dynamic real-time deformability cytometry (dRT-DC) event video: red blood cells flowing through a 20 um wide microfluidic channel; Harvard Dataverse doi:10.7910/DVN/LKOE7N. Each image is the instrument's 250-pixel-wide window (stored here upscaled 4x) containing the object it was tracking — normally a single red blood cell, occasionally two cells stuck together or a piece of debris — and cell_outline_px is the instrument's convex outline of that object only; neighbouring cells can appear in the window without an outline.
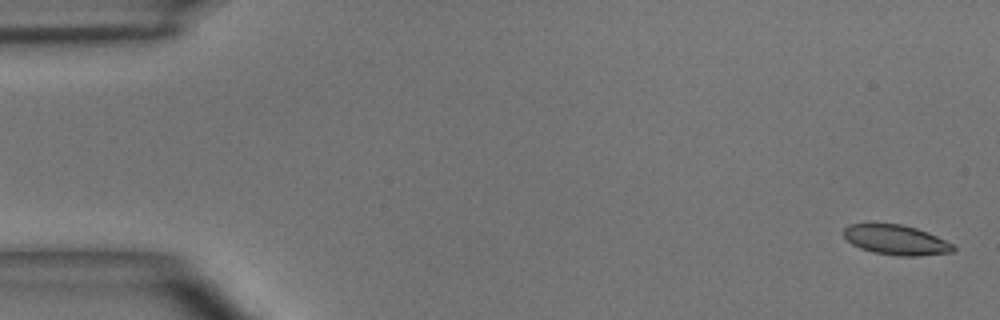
{"species": "common noctule bat (a hibernating species)", "species_latin": "Nyctalus noctula", "temperature_condition": "room temperature", "stored_images_in_passage": 50, "camera_frame_rate_fps": 3000, "um_per_image_px": 0.085, "animal": {"sex": "male", "body_mass_g": 15.6}, "frame": {"image": 1, "passage_image": 1, "time_ms": 0.0, "image_size_px": [1000, 320], "cell_outline_px": [[956, 248], [952, 252], [916, 256], [900, 256], [872, 252], [860, 248], [852, 244], [844, 236], [844, 228], [848, 224], [900, 224], [916, 228], [928, 232], [952, 244]], "centroid_in_image_um": [76.15, 20.39], "position_along_channel_um": 8.8, "area_um2": 18.9}}
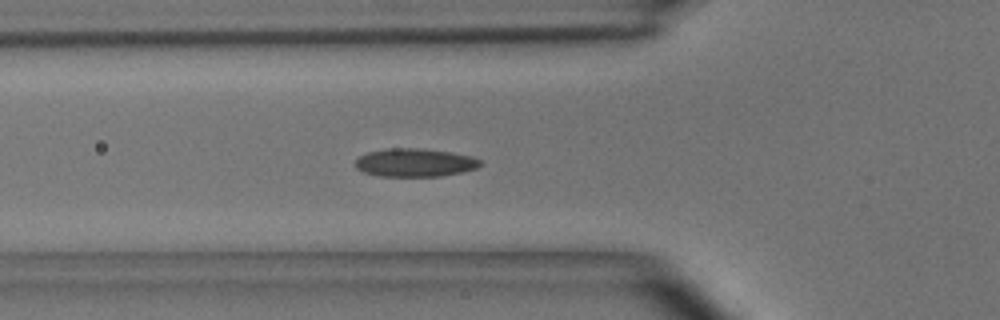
{"frame": {"image": 2, "passage_image": 17, "time_ms": 5.333, "image_size_px": [1000, 320], "cell_outline_px": [[480, 164], [476, 168], [464, 172], [440, 176], [380, 176], [364, 172], [356, 168], [356, 160], [360, 156], [368, 152], [384, 148], [424, 148], [452, 152], [472, 156], [480, 160]], "centroid_in_image_um": [35.27, 13.81], "position_along_channel_um": 90.5, "area_um2": 20.63}}
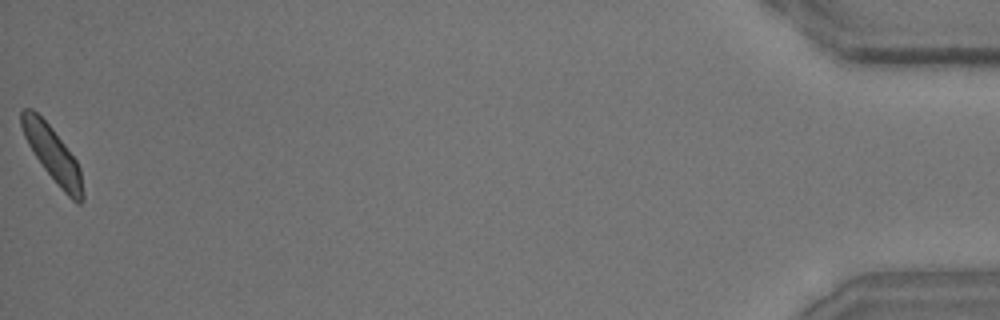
{"frame": {"image": 3, "passage_image": 50, "time_ms": 16.333, "image_size_px": [1000, 320], "cell_outline_px": [[84, 200], [80, 204], [76, 204], [64, 192], [44, 168], [28, 144], [24, 136], [20, 124], [20, 112], [24, 108], [32, 108], [52, 128], [76, 160], [80, 168], [84, 196]], "centroid_in_image_um": [4.47, 13.11], "position_along_channel_um": 430.7, "area_um2": 19.31}, "authors_computed_cell_mechanics": {"area_um2": 19.8543, "velocity_mm_per_s": 3.9723, "shape_relaxation_time_tau1_ms": 4.9301, "shape_relaxation_time_tau2_ms": 1.8236, "deformation_change_tau1": 0.1178, "deformation_change_tau2": 0.0676}}